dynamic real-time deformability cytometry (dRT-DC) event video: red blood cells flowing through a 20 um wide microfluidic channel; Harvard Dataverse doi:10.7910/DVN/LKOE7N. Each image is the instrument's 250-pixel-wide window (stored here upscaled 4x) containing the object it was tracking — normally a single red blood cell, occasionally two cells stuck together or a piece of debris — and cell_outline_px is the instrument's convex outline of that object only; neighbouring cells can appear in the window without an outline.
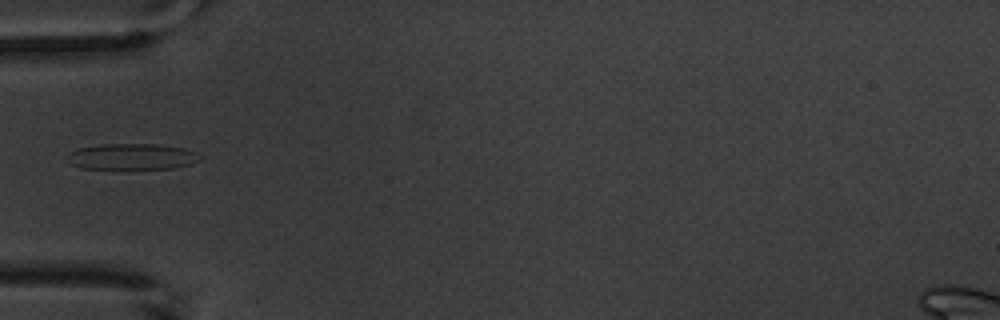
{"species": "common noctule bat (a hibernating species)", "species_latin": "Nyctalus noctula", "temperature_condition": "warm", "stored_images_in_passage": 3, "camera_frame_rate_fps": 3000, "um_per_image_px": 0.085, "animal": {"sex": "male", "body_mass_g": 20.1, "forearm_length_mm": 53.5}, "frame": {"image": 1, "passage_image": 1, "time_ms": 0.0, "image_size_px": [1000, 320], "cell_outline_px": [[204, 160], [192, 164], [172, 168], [80, 168], [72, 164], [64, 156], [68, 152], [80, 148], [100, 144], [156, 144], [184, 148], [196, 152], [204, 156]], "centroid_in_image_um": [11.26, 13.3], "position_along_channel_um": 73.7, "area_um2": 20.29}}
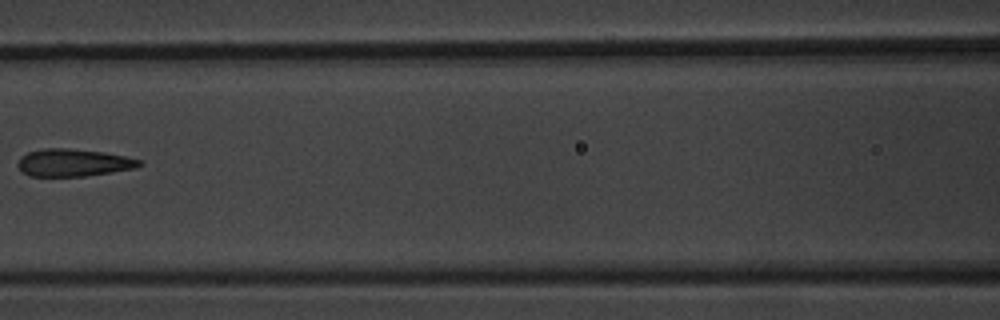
{"frame": {"image": 2, "passage_image": 3, "time_ms": 2.333, "image_size_px": [1000, 320], "cell_outline_px": [[144, 164], [136, 168], [112, 172], [84, 176], [28, 176], [16, 164], [20, 156], [28, 152], [44, 148], [68, 148], [104, 152], [124, 156], [140, 160]], "centroid_in_image_um": [6.23, 13.82], "position_along_channel_um": 160.4, "area_um2": 19.48}}